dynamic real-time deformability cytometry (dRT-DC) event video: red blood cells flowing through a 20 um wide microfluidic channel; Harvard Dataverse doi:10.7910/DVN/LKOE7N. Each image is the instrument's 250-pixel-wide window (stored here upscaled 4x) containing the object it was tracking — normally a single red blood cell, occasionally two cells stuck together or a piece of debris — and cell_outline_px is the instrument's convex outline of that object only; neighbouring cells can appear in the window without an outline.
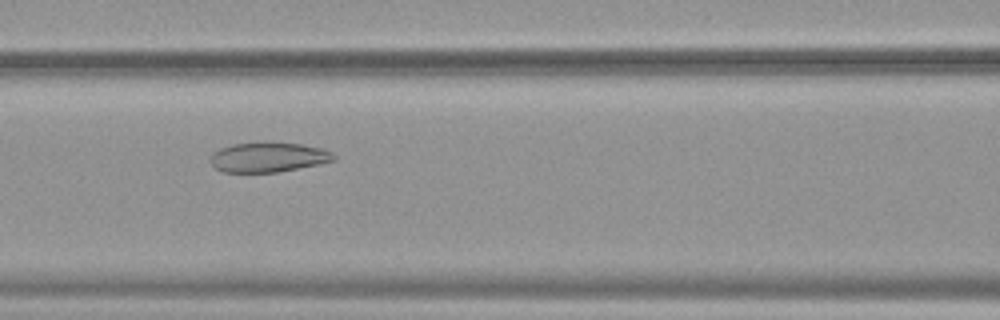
{"species": "common noctule bat (a hibernating species)", "species_latin": "Nyctalus noctula", "temperature_condition": "warm", "stored_images_in_passage": 53, "camera_frame_rate_fps": 3000, "um_per_image_px": 0.085, "animal": {"sex": "female", "body_mass_g": 19.9}, "frame": {"image": 1, "passage_image": 24, "time_ms": 7.667, "image_size_px": [1000, 320], "cell_outline_px": [[336, 160], [320, 164], [276, 172], [224, 172], [216, 168], [208, 160], [208, 156], [212, 152], [220, 148], [232, 144], [300, 144], [324, 148], [332, 152], [336, 156]], "centroid_in_image_um": [22.8, 13.38], "position_along_channel_um": 143.8, "area_um2": 21.1}}
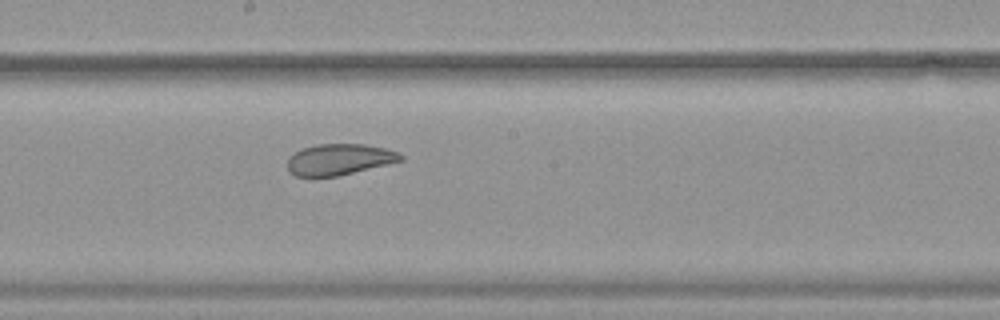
{"frame": {"image": 2, "passage_image": 30, "time_ms": 9.667, "image_size_px": [1000, 320], "cell_outline_px": [[404, 160], [340, 176], [296, 176], [288, 172], [288, 156], [304, 148], [316, 144], [364, 144], [384, 148], [400, 152], [404, 156]], "centroid_in_image_um": [28.86, 13.55], "position_along_channel_um": 219.3, "area_um2": 20.63}}
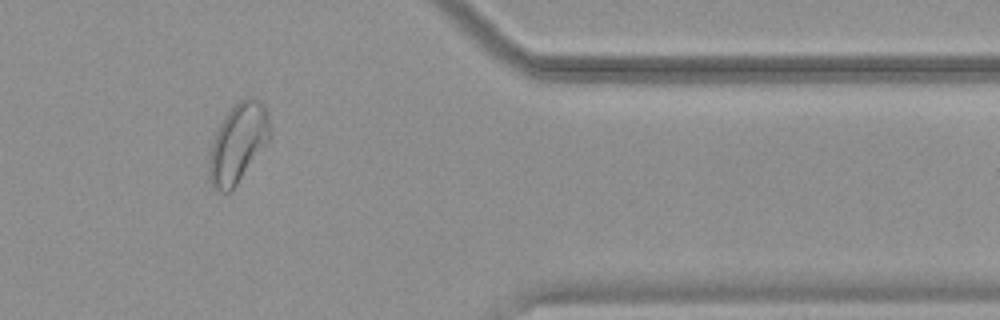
{"frame": {"image": 3, "passage_image": 45, "time_ms": 14.667, "image_size_px": [1000, 320], "cell_outline_px": [[272, 136], [232, 192], [216, 192], [212, 188], [208, 180], [208, 156], [216, 132], [224, 116], [240, 100], [248, 96], [256, 96], [264, 104], [268, 112], [272, 132]], "centroid_in_image_um": [20.24, 12.19], "position_along_channel_um": 391.2, "area_um2": 28.78}, "authors_computed_cell_mechanics": {"area_um2": 28.8422, "velocity_mm_per_s": 3.7965, "shape_relaxation_time_tau1_ms": null, "shape_relaxation_time_tau2_ms": 1.8265, "deformation_change_tau1": null, "deformation_change_tau2": 0.0786}}